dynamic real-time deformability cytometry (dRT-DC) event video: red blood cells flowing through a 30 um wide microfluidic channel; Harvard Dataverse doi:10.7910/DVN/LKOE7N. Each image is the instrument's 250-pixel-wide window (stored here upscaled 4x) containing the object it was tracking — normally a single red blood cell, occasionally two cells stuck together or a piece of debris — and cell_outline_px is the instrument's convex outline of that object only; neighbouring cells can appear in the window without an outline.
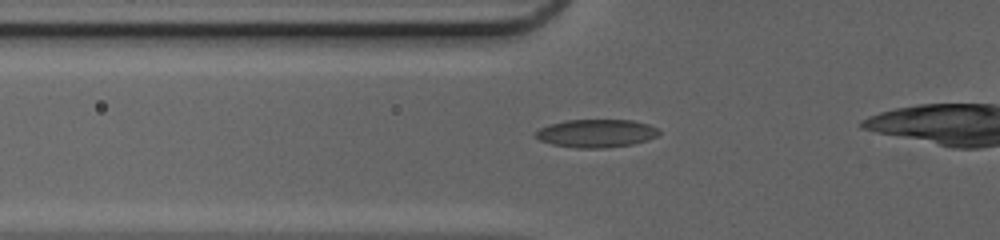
{"species": "common noctule bat (a hibernating species)", "species_latin": "Nyctalus noctula", "temperature_condition": "cold", "stored_images_in_passage": 30, "camera_frame_rate_fps": 3000, "um_per_image_px": 0.085, "animal": {"sex": "female", "body_mass_g": 20.0, "forearm_length_mm": 54.0}, "frame": {"image": 1, "passage_image": 7, "time_ms": 2.0, "image_size_px": [1000, 240], "cell_outline_px": [[660, 132], [656, 136], [648, 140], [632, 144], [604, 148], [576, 148], [552, 144], [540, 140], [536, 136], [536, 132], [540, 128], [548, 124], [564, 120], [632, 120], [648, 124], [656, 128]], "centroid_in_image_um": [50.67, 11.33], "position_along_channel_um": 75.1, "area_um2": 20.11}}
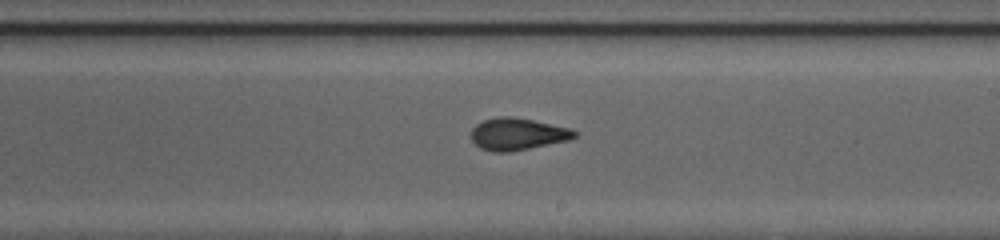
{"frame": {"image": 2, "passage_image": 19, "time_ms": 6.0, "image_size_px": [1000, 240], "cell_outline_px": [[580, 132], [576, 136], [568, 140], [508, 152], [492, 152], [480, 148], [472, 140], [472, 128], [476, 124], [484, 120], [500, 116], [512, 116], [572, 128]], "centroid_in_image_um": [44.01, 11.39], "position_along_channel_um": 245.0, "area_um2": 19.25}}
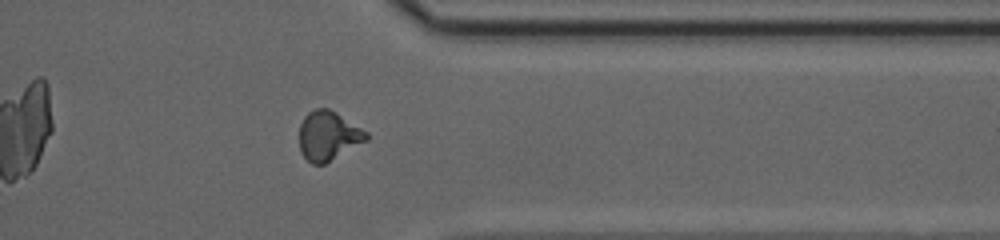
{"frame": {"image": 3, "passage_image": 29, "time_ms": 9.333, "image_size_px": [1000, 240], "cell_outline_px": [[368, 140], [324, 164], [312, 164], [300, 152], [300, 124], [304, 116], [308, 112], [316, 108], [328, 108], [336, 112], [368, 132]], "centroid_in_image_um": [27.9, 11.53], "position_along_channel_um": 383.5, "area_um2": 19.19}}